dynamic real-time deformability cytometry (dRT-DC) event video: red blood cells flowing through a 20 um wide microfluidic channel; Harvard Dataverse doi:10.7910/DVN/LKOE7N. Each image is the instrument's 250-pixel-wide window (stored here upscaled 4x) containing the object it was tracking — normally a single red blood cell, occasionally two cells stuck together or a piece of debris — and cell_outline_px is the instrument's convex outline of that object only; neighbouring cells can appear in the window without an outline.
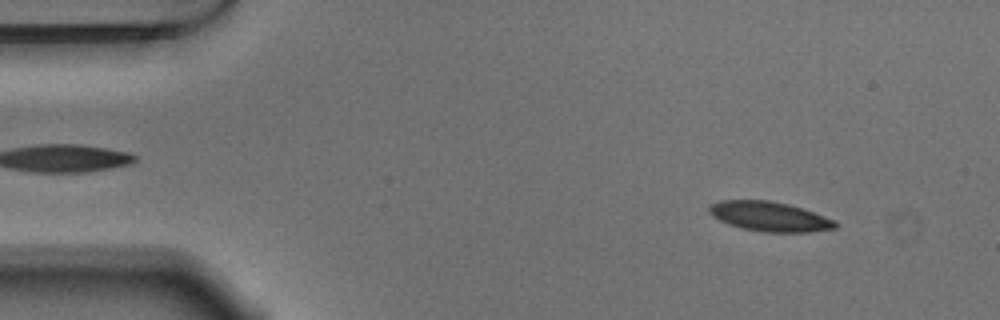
{"species": "Egyptian fruit bat (a non-hibernating species)", "species_latin": "Rousettus aegyptiacus", "temperature_condition": "warm", "stored_images_in_passage": 53, "camera_frame_rate_fps": 3000, "um_per_image_px": 0.085, "animal": {"sex": "male"}, "frame": {"image": 1, "passage_image": 5, "time_ms": 1.333, "image_size_px": [1000, 320], "cell_outline_px": [[836, 228], [808, 232], [764, 232], [740, 228], [728, 224], [712, 216], [708, 212], [708, 208], [712, 204], [720, 200], [768, 200], [788, 204], [836, 220]], "centroid_in_image_um": [65.38, 18.4], "position_along_channel_um": 19.6, "area_um2": 21.68}}
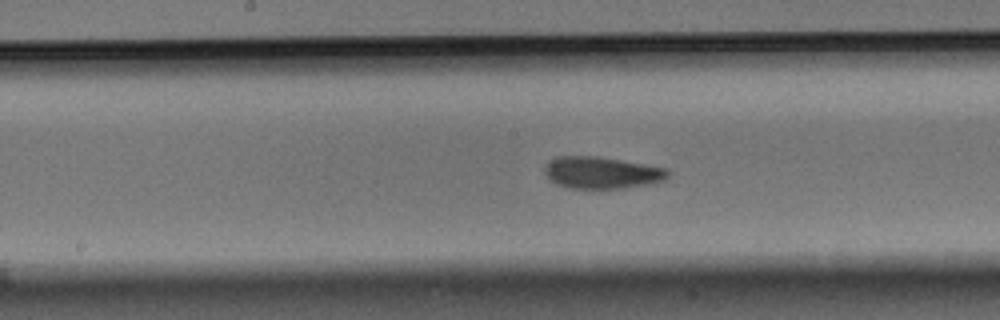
{"frame": {"image": 2, "passage_image": 26, "time_ms": 8.333, "image_size_px": [1000, 320], "cell_outline_px": [[672, 172], [664, 180], [652, 184], [624, 188], [568, 188], [556, 184], [544, 172], [544, 168], [556, 156], [596, 156], [668, 168]], "centroid_in_image_um": [51.2, 14.68], "position_along_channel_um": 197.0, "area_um2": 22.89}}
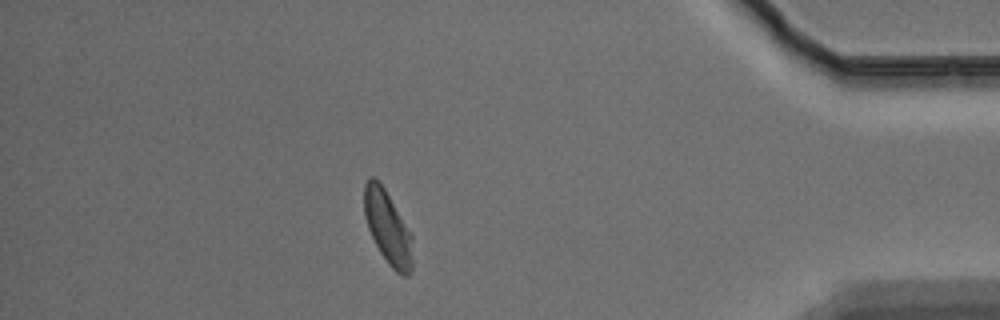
{"frame": {"image": 3, "passage_image": 46, "time_ms": 15.0, "image_size_px": [1000, 320], "cell_outline_px": [[412, 272], [408, 276], [400, 276], [388, 264], [380, 252], [368, 228], [364, 216], [364, 184], [372, 176], [384, 188], [412, 232]], "centroid_in_image_um": [32.98, 19.39], "position_along_channel_um": 402.2, "area_um2": 20.75}, "authors_computed_cell_mechanics": {"area_um2": 22.0796, "velocity_mm_per_s": 3.7256, "shape_relaxation_time_tau1_ms": 4.3523, "shape_relaxation_time_tau2_ms": 1.7012, "deformation_change_tau1": 0.1159, "deformation_change_tau2": 0.052}}